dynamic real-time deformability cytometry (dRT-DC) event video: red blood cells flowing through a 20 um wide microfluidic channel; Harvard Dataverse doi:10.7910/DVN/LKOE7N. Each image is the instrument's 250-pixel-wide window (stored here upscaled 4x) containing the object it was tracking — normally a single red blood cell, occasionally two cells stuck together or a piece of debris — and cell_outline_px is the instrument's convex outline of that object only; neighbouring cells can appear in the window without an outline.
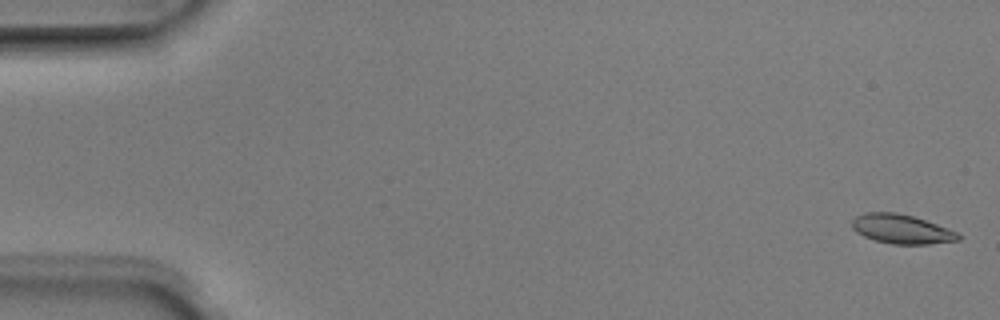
{"species": "Egyptian fruit bat (a non-hibernating species)", "species_latin": "Rousettus aegyptiacus", "temperature_condition": "room temperature", "stored_images_in_passage": 6, "camera_frame_rate_fps": 3000, "um_per_image_px": 0.085, "animal": {"sex": "male"}, "frame": {"image": 1, "passage_image": 1, "time_ms": 0.0, "image_size_px": [1000, 320], "cell_outline_px": [[960, 240], [928, 244], [892, 244], [876, 240], [864, 236], [856, 232], [852, 228], [852, 220], [856, 216], [864, 212], [896, 212], [912, 216], [960, 232]], "centroid_in_image_um": [76.63, 19.47], "position_along_channel_um": 8.4, "area_um2": 18.09}}
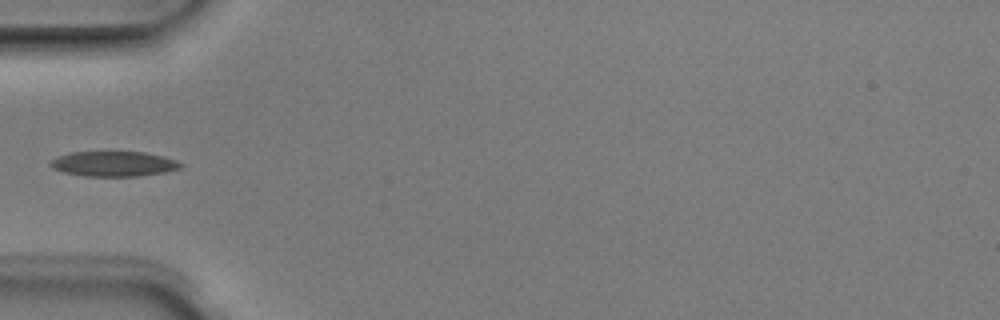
{"frame": {"image": 2, "passage_image": 5, "time_ms": 1.333, "image_size_px": [1000, 320], "cell_outline_px": [[184, 164], [180, 168], [164, 172], [136, 176], [88, 176], [64, 172], [52, 168], [48, 164], [56, 156], [68, 152], [144, 152], [164, 156], [176, 160]], "centroid_in_image_um": [9.65, 13.91], "position_along_channel_um": 75.4, "area_um2": 19.02}}
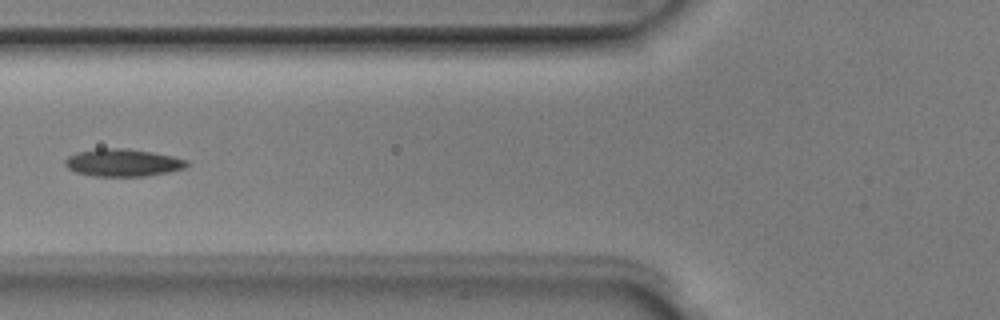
{"frame": {"image": 3, "passage_image": 6, "time_ms": 1.667, "image_size_px": [1000, 320], "cell_outline_px": [[188, 164], [184, 168], [168, 172], [148, 176], [92, 176], [76, 172], [68, 168], [64, 164], [64, 160], [68, 156], [76, 152], [100, 148], [128, 148], [152, 152], [172, 156], [188, 160]], "centroid_in_image_um": [10.42, 13.82], "position_along_channel_um": 115.4, "area_um2": 19.59}}